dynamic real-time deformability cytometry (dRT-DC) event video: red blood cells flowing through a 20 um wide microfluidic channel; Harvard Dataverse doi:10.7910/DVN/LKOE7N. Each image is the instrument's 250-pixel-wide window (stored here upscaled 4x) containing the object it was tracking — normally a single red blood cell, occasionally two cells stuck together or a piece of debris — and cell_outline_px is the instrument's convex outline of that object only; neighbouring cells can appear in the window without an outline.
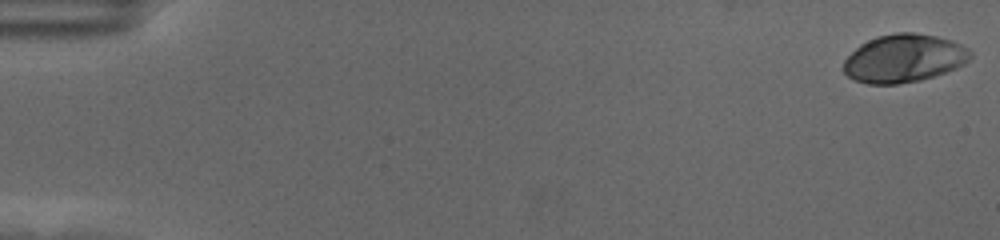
{"species": "human", "species_latin": "Homo sapiens", "temperature_condition": "cold", "stored_images_in_passage": 55, "camera_frame_rate_fps": 3000, "um_per_image_px": 0.085, "donor": {"sex": "female"}, "frame": {"image": 1, "passage_image": 1, "time_ms": 0.0, "image_size_px": [1000, 240], "cell_outline_px": [[972, 56], [964, 64], [956, 68], [920, 80], [896, 84], [868, 84], [856, 80], [848, 76], [844, 72], [844, 60], [860, 44], [876, 36], [896, 32], [912, 32], [936, 36], [952, 40], [968, 48], [972, 52]], "centroid_in_image_um": [76.84, 4.95], "position_along_channel_um": 8.2, "area_um2": 35.43}}
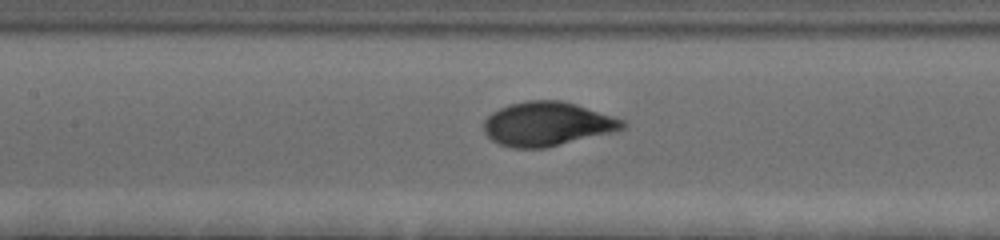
{"frame": {"image": 2, "passage_image": 28, "time_ms": 9.0, "image_size_px": [1000, 240], "cell_outline_px": [[628, 124], [624, 128], [616, 132], [544, 148], [512, 148], [500, 144], [492, 140], [484, 132], [484, 120], [492, 112], [500, 108], [512, 104], [528, 100], [560, 100], [576, 104], [624, 120]], "centroid_in_image_um": [46.54, 10.54], "position_along_channel_um": 160.9, "area_um2": 35.6}}
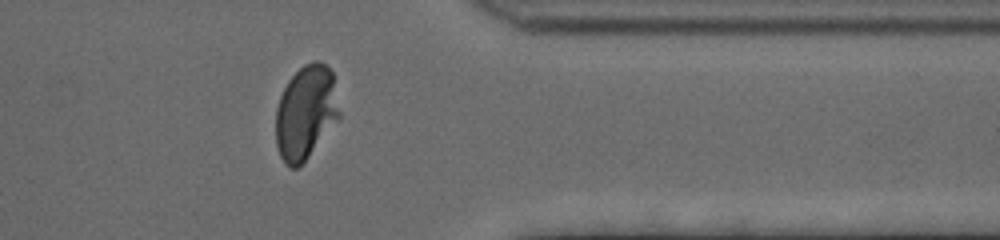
{"frame": {"image": 3, "passage_image": 48, "time_ms": 15.667, "image_size_px": [1000, 240], "cell_outline_px": [[340, 116], [308, 156], [296, 168], [288, 168], [284, 164], [280, 156], [276, 144], [276, 108], [280, 96], [288, 80], [304, 64], [316, 60], [320, 60], [332, 72], [340, 112]], "centroid_in_image_um": [25.97, 9.55], "position_along_channel_um": 385.4, "area_um2": 34.45}}